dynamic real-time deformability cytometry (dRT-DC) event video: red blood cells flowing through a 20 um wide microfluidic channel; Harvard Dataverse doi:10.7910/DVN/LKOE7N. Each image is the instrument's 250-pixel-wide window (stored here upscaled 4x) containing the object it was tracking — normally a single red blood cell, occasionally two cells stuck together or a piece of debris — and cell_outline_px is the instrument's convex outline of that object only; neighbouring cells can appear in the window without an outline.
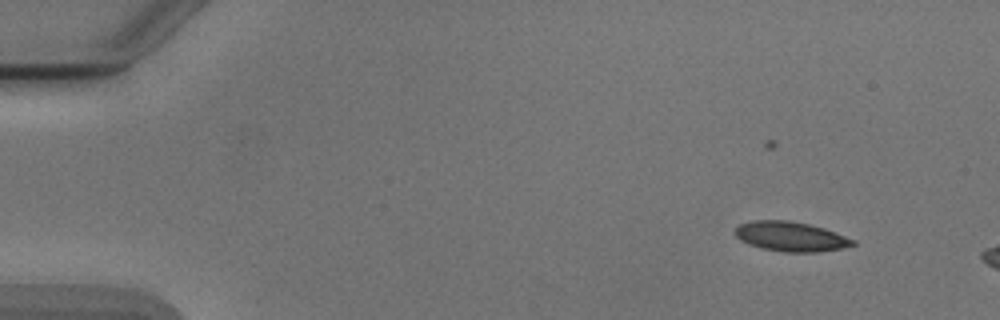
{"species": "Egyptian fruit bat (a non-hibernating species)", "species_latin": "Rousettus aegyptiacus", "temperature_condition": "cold", "stored_images_in_passage": 13, "camera_frame_rate_fps": 3000, "um_per_image_px": 0.085, "animal": {"sex": "male"}, "frame": {"image": 1, "passage_image": 1, "time_ms": 0.0, "image_size_px": [1000, 320], "cell_outline_px": [[856, 244], [840, 248], [820, 252], [784, 252], [760, 248], [748, 244], [740, 240], [732, 232], [740, 224], [752, 220], [788, 220], [808, 224], [824, 228], [856, 240]], "centroid_in_image_um": [67.18, 20.1], "position_along_channel_um": 17.8, "area_um2": 20.46}}